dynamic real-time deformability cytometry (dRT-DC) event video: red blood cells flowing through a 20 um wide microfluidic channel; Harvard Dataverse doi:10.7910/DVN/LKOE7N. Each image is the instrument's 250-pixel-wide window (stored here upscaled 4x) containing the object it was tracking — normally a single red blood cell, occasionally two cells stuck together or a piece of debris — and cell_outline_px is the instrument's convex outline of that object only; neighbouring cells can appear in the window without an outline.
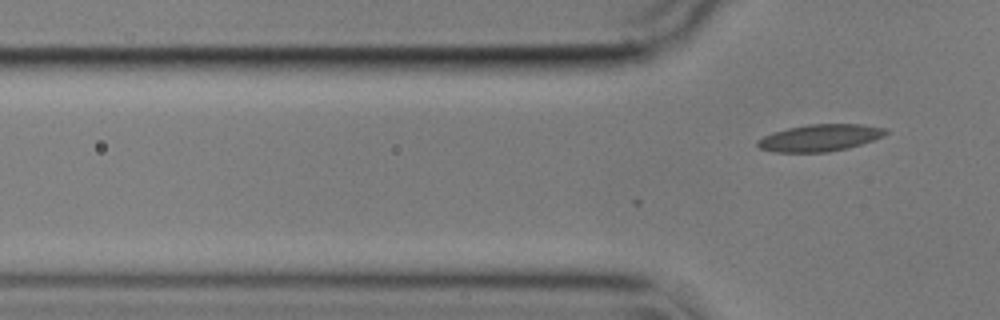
{"species": "common noctule bat (a hibernating species)", "species_latin": "Nyctalus noctula", "temperature_condition": "cold", "stored_images_in_passage": 4, "camera_frame_rate_fps": 3000, "um_per_image_px": 0.085, "animal": {"sex": "male", "body_mass_g": 17.9}, "frame": {"image": 1, "passage_image": 4, "time_ms": 1.0, "image_size_px": [1000, 320], "cell_outline_px": [[888, 132], [884, 136], [848, 148], [828, 152], [772, 152], [760, 148], [756, 144], [756, 140], [772, 132], [788, 128], [808, 124], [860, 124], [884, 128]], "centroid_in_image_um": [69.65, 11.71], "position_along_channel_um": 56.2, "area_um2": 20.06}}